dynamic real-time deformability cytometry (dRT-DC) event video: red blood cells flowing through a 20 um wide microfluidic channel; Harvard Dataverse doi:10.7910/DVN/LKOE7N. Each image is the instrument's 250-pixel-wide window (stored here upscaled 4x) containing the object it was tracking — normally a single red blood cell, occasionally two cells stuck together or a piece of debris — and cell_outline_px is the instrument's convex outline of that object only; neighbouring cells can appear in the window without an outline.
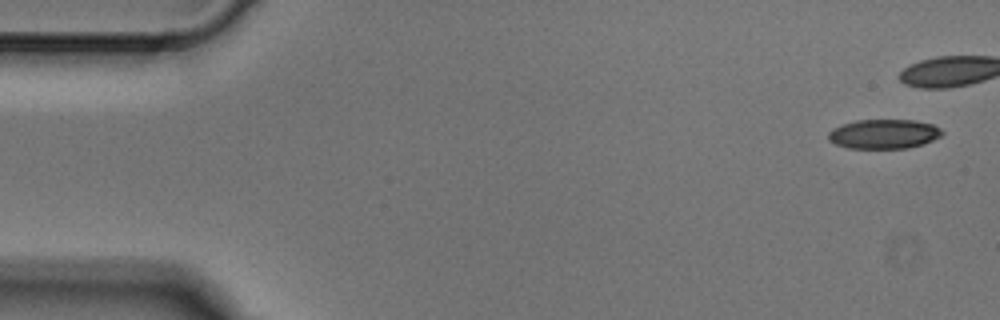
{"species": "Egyptian fruit bat (a non-hibernating species)", "species_latin": "Rousettus aegyptiacus", "temperature_condition": "cold", "stored_images_in_passage": 4, "camera_frame_rate_fps": 3000, "um_per_image_px": 0.085, "animal": {"sex": "male"}, "frame": {"image": 1, "passage_image": 1, "time_ms": 0.0, "image_size_px": [1000, 320], "cell_outline_px": [[944, 132], [940, 136], [932, 140], [908, 148], [848, 148], [836, 144], [828, 140], [828, 132], [832, 128], [856, 120], [916, 120], [932, 124], [940, 128]], "centroid_in_image_um": [75.11, 11.38], "position_along_channel_um": 9.9, "area_um2": 19.42}}